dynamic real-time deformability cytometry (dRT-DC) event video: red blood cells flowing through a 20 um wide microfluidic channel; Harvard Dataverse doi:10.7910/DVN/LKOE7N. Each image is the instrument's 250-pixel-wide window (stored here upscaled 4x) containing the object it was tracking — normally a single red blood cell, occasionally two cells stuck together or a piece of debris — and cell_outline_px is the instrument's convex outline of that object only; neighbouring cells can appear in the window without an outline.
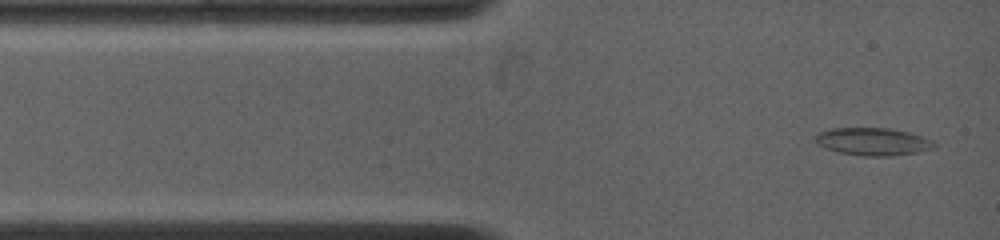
{"species": "common noctule bat (a hibernating species)", "species_latin": "Nyctalus noctula", "temperature_condition": "warm", "stored_images_in_passage": 75, "camera_frame_rate_fps": 4500, "um_per_image_px": 0.085, "animal": {"sex": "female", "body_mass_g": 19.0, "forearm_length_mm": 53.3}, "frame": {"image": 1, "passage_image": 2, "time_ms": 0.222, "image_size_px": [1000, 240], "cell_outline_px": [[936, 148], [916, 152], [892, 156], [864, 156], [840, 152], [824, 148], [816, 144], [812, 140], [816, 132], [832, 128], [888, 128], [908, 132], [932, 140], [936, 144]], "centroid_in_image_um": [74.13, 12.03], "position_along_channel_um": 10.9, "area_um2": 19.31}}
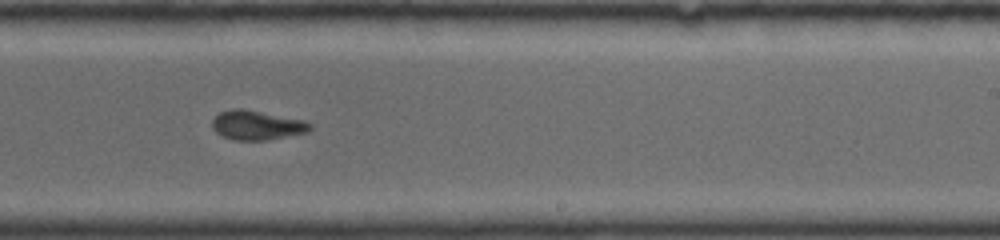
{"frame": {"image": 2, "passage_image": 36, "time_ms": 7.778, "image_size_px": [1000, 240], "cell_outline_px": [[312, 128], [308, 132], [268, 140], [236, 140], [224, 136], [216, 132], [212, 128], [212, 120], [220, 112], [232, 108], [244, 108], [308, 120], [312, 124]], "centroid_in_image_um": [21.89, 10.62], "position_along_channel_um": 267.1, "area_um2": 17.05}}
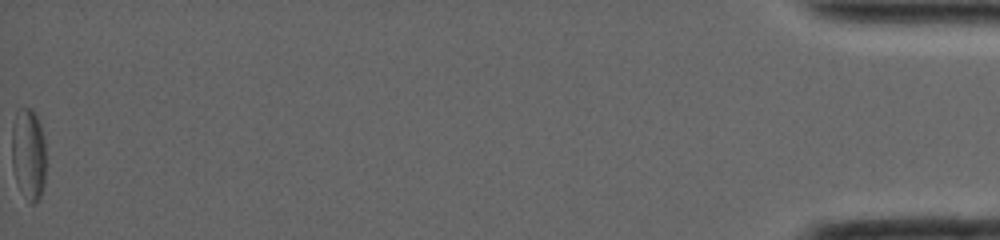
{"frame": {"image": 3, "passage_image": 75, "time_ms": 16.444, "image_size_px": [1000, 240], "cell_outline_px": [[44, 180], [40, 196], [32, 204], [20, 188], [16, 180], [12, 168], [12, 124], [16, 112], [20, 108], [32, 108], [36, 112], [40, 124], [44, 140]], "centroid_in_image_um": [2.4, 13.0], "position_along_channel_um": 432.8, "area_um2": 17.98}, "authors_computed_cell_mechanics": {"area_um2": 17.3978, "velocity_mm_per_s": 3.8865, "shape_relaxation_time_tau1_ms": null, "shape_relaxation_time_tau2_ms": 3.2741, "deformation_change_tau1": null, "deformation_change_tau2": 0.0848}}